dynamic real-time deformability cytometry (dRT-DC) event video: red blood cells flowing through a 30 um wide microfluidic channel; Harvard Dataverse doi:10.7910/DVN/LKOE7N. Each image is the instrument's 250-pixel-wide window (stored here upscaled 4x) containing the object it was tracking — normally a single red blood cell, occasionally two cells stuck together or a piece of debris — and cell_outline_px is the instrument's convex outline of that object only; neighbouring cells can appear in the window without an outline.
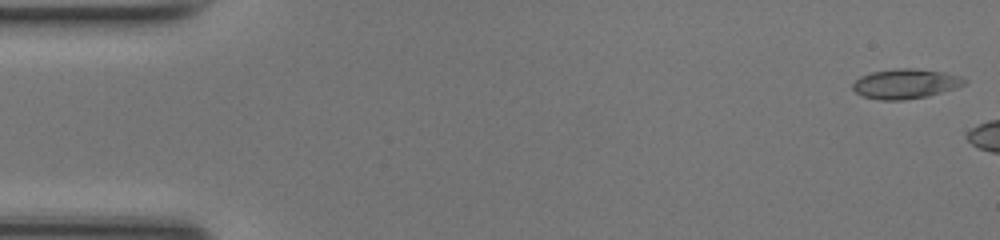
{"species": "common noctule bat (a hibernating species)", "species_latin": "Nyctalus noctula", "temperature_condition": "room temperature", "stored_images_in_passage": 4, "camera_frame_rate_fps": 3000, "um_per_image_px": 0.085, "animal": {"sex": "female", "body_mass_g": 17.0, "forearm_length_mm": 48.0}, "frame": {"image": 1, "passage_image": 1, "time_ms": 0.0, "image_size_px": [1000, 240], "cell_outline_px": [[968, 80], [964, 84], [956, 88], [928, 96], [900, 100], [880, 100], [864, 96], [856, 92], [852, 88], [852, 84], [860, 76], [872, 72], [896, 68], [912, 68], [944, 72], [960, 76]], "centroid_in_image_um": [76.97, 7.11], "position_along_channel_um": 8.0, "area_um2": 19.31}}